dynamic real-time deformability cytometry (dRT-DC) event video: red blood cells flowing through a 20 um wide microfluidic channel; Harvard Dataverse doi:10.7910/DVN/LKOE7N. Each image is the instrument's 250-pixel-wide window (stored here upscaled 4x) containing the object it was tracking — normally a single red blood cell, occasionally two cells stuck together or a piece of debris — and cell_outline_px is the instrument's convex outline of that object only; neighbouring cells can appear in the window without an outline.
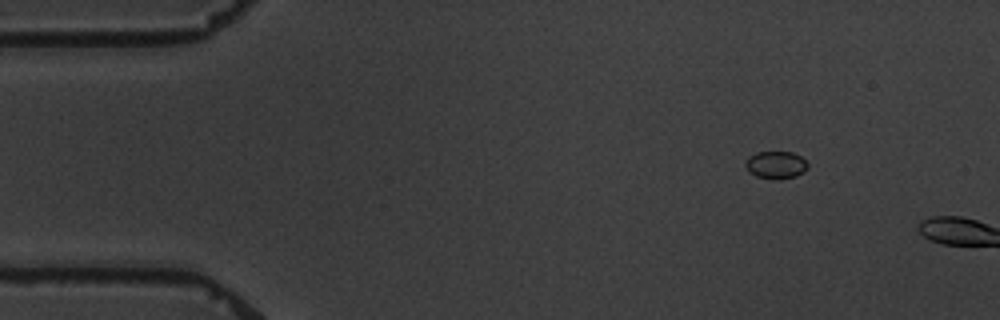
{"species": "common noctule bat (a hibernating species)", "species_latin": "Nyctalus noctula", "temperature_condition": "warm", "stored_images_in_passage": 5, "segment_of_instrument_passage": [2, 2], "camera_frame_rate_fps": 3000, "um_per_image_px": 0.085, "animal": {"sex": "male", "body_mass_g": 19.5, "forearm_length_mm": 54.6}, "frame": {"image": 1, "passage_image": 5, "time_ms": 4.667, "image_size_px": [1000, 320], "cell_outline_px": [[808, 168], [804, 172], [796, 176], [780, 180], [772, 180], [756, 176], [748, 172], [744, 164], [748, 156], [756, 152], [792, 152], [800, 156], [808, 164]], "centroid_in_image_um": [65.93, 14.03], "position_along_channel_um": 19.1, "area_um2": 10.23}}